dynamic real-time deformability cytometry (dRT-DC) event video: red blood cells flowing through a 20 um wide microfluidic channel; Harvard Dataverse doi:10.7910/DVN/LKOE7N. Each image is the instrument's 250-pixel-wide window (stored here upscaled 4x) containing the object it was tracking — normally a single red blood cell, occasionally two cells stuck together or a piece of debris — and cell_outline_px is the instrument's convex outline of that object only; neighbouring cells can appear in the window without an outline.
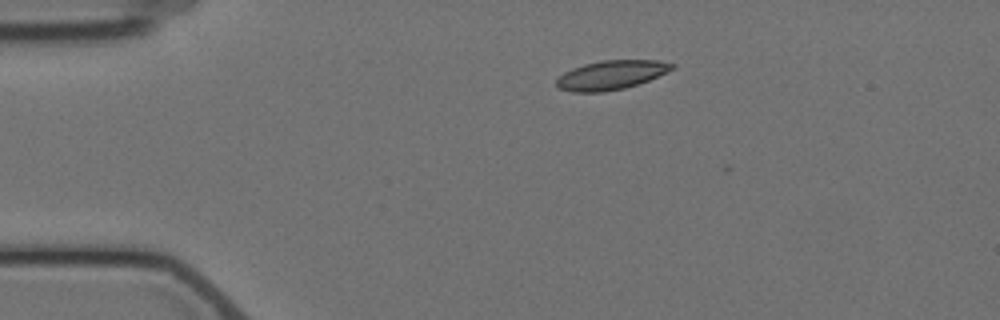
{"species": "Egyptian fruit bat (a non-hibernating species)", "species_latin": "Rousettus aegyptiacus", "temperature_condition": "cold", "stored_images_in_passage": 3, "camera_frame_rate_fps": 3000, "um_per_image_px": 0.085, "animal": {"sex": "female"}, "frame": {"image": 1, "passage_image": 2, "time_ms": 1.333, "image_size_px": [1000, 320], "cell_outline_px": [[676, 68], [648, 80], [624, 88], [604, 92], [572, 92], [560, 88], [556, 84], [556, 80], [564, 72], [572, 68], [584, 64], [604, 60], [660, 60], [676, 64]], "centroid_in_image_um": [51.97, 6.37], "position_along_channel_um": 33.0, "area_um2": 19.54}}